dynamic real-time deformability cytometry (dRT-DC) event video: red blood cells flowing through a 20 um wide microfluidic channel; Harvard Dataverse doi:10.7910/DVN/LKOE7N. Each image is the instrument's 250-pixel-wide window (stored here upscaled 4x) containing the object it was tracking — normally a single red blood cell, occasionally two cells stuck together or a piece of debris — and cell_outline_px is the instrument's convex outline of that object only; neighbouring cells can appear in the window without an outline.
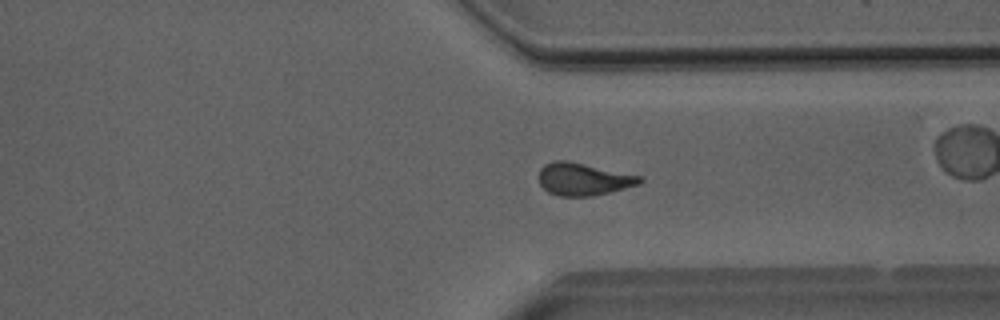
{"species": "Egyptian fruit bat (a non-hibernating species)", "species_latin": "Rousettus aegyptiacus", "temperature_condition": "room temperature", "stored_images_in_passage": 46, "camera_frame_rate_fps": 3000, "um_per_image_px": 0.085, "animal": {"sex": "male"}, "frame": {"image": 1, "passage_image": 39, "time_ms": 12.667, "image_size_px": [1000, 320], "cell_outline_px": [[644, 180], [640, 184], [592, 196], [560, 196], [548, 192], [540, 184], [540, 168], [544, 164], [552, 160], [568, 160], [640, 176]], "centroid_in_image_um": [49.56, 15.22], "position_along_channel_um": 361.8, "area_um2": 18.96}, "authors_computed_cell_mechanics": {"area_um2": 19.4497, "velocity_mm_per_s": 4.0309, "shape_relaxation_time_tau1_ms": 9.6072, "shape_relaxation_time_tau2_ms": 1.9867, "deformation_change_tau1": 0.2545, "deformation_change_tau2": 0.11}}